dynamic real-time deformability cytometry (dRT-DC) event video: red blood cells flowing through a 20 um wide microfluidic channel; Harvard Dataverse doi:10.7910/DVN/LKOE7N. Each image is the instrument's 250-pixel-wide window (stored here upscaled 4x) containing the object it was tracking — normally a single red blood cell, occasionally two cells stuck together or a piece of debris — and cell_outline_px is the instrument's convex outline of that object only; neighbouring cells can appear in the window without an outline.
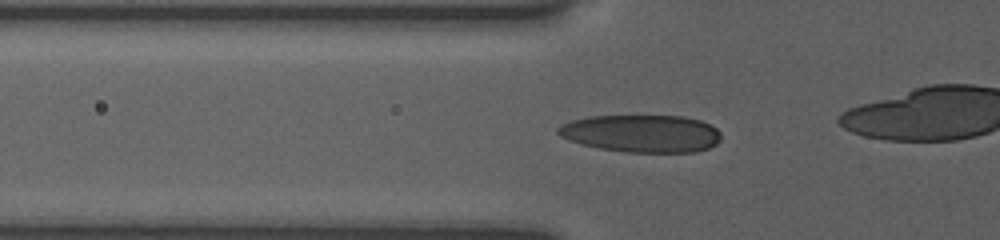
{"species": "human", "species_latin": "Homo sapiens", "temperature_condition": "room temperature", "stored_images_in_passage": 56, "camera_frame_rate_fps": 3000, "um_per_image_px": 0.085, "donor": {"sex": "female"}, "frame": {"image": 1, "passage_image": 24, "time_ms": 6.333, "image_size_px": [1000, 240], "cell_outline_px": [[720, 140], [716, 144], [708, 148], [696, 152], [628, 152], [600, 148], [580, 144], [568, 140], [560, 136], [556, 132], [556, 128], [560, 124], [572, 120], [588, 116], [684, 116], [700, 120], [716, 128], [720, 132]], "centroid_in_image_um": [54.5, 11.34], "position_along_channel_um": 71.3, "area_um2": 35.78}}
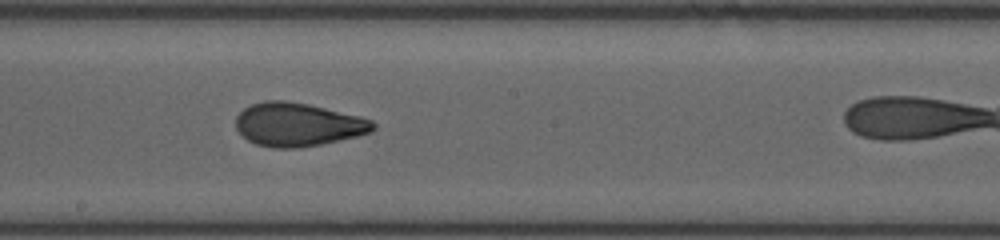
{"frame": {"image": 2, "passage_image": 39, "time_ms": 10.333, "image_size_px": [1000, 240], "cell_outline_px": [[376, 128], [372, 132], [356, 136], [320, 144], [296, 148], [276, 148], [256, 144], [248, 140], [236, 128], [236, 116], [244, 108], [252, 104], [264, 100], [284, 100], [308, 104], [360, 116], [372, 120], [376, 124]], "centroid_in_image_um": [25.32, 10.57], "position_along_channel_um": 222.9, "area_um2": 34.62}}
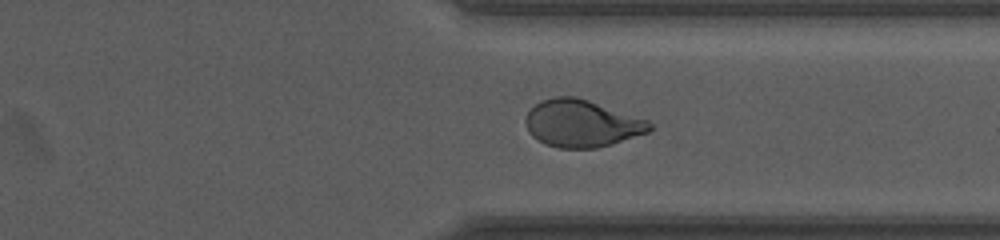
{"frame": {"image": 3, "passage_image": 51, "time_ms": 14.0, "image_size_px": [1000, 240], "cell_outline_px": [[652, 128], [648, 132], [612, 144], [596, 148], [560, 148], [544, 144], [532, 136], [528, 132], [524, 120], [528, 112], [540, 100], [556, 96], [576, 96], [648, 120], [652, 124]], "centroid_in_image_um": [49.42, 10.49], "position_along_channel_um": 362.0, "area_um2": 34.1}}